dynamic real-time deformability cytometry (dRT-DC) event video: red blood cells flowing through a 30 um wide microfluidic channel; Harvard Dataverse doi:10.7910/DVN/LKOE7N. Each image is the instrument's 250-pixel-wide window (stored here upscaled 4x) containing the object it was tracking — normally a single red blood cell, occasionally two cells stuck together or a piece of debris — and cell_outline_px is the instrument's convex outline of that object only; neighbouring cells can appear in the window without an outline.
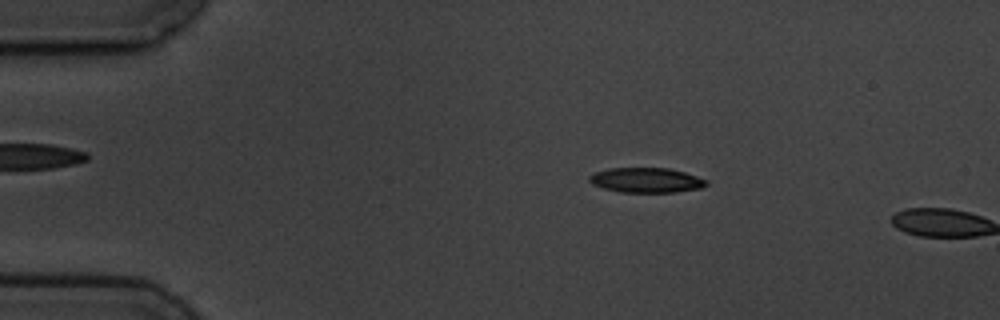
{"species": "common noctule bat (a hibernating species)", "species_latin": "Nyctalus noctula", "temperature_condition": "cold", "stored_images_in_passage": 4, "camera_frame_rate_fps": 3000, "um_per_image_px": 0.085, "animal": {"sex": "male", "body_mass_g": 19.5, "forearm_length_mm": 54.6}, "frame": {"image": 1, "passage_image": 3, "time_ms": 2.333, "image_size_px": [1000, 320], "cell_outline_px": [[708, 184], [704, 188], [676, 192], [620, 192], [604, 188], [592, 184], [588, 180], [588, 176], [596, 172], [608, 168], [668, 168], [684, 172], [708, 180]], "centroid_in_image_um": [54.95, 15.32], "position_along_channel_um": 30.0, "area_um2": 17.05}}